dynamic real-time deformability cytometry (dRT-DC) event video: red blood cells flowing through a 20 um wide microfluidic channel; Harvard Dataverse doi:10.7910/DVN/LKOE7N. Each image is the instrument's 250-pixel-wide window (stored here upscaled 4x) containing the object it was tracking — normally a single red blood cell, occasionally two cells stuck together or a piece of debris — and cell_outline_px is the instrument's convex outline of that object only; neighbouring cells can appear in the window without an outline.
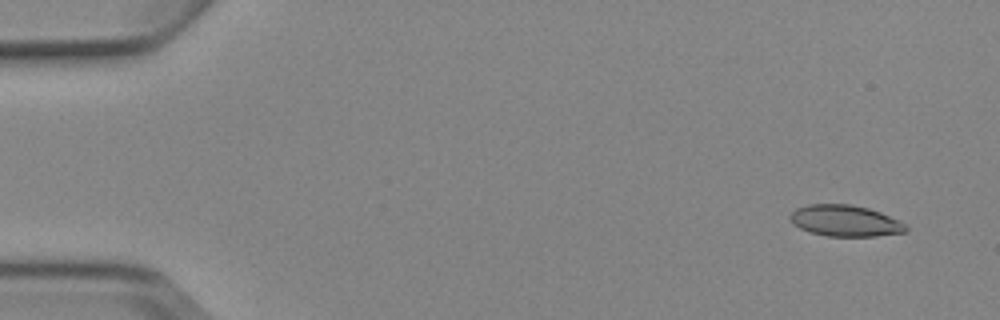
{"species": "Egyptian fruit bat (a non-hibernating species)", "species_latin": "Rousettus aegyptiacus", "temperature_condition": "cold", "stored_images_in_passage": 5, "camera_frame_rate_fps": 3000, "um_per_image_px": 0.085, "animal": {"sex": "female"}, "frame": {"image": 1, "passage_image": 1, "time_ms": 0.0, "image_size_px": [1000, 320], "cell_outline_px": [[908, 232], [876, 236], [828, 236], [808, 232], [800, 228], [788, 216], [796, 208], [808, 204], [852, 204], [868, 208], [880, 212], [900, 220], [908, 228]], "centroid_in_image_um": [71.86, 18.76], "position_along_channel_um": 13.1, "area_um2": 21.15}}
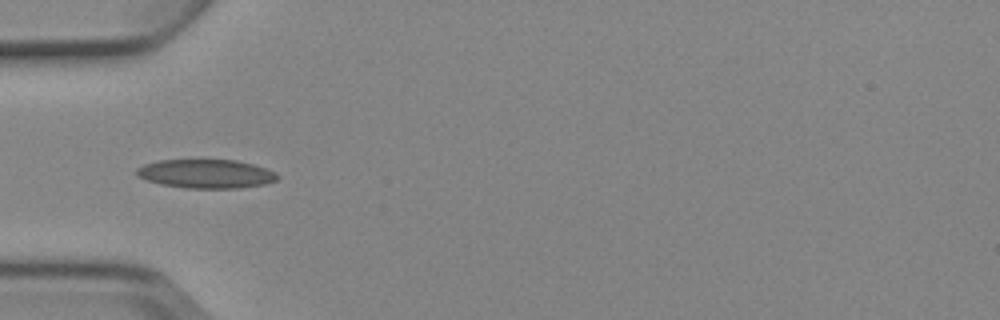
{"frame": {"image": 2, "passage_image": 5, "time_ms": 4.667, "image_size_px": [1000, 320], "cell_outline_px": [[280, 176], [276, 180], [264, 184], [240, 188], [184, 188], [160, 184], [136, 176], [136, 168], [144, 164], [160, 160], [236, 160], [252, 164], [276, 172]], "centroid_in_image_um": [17.5, 14.77], "position_along_channel_um": 67.5, "area_um2": 23.64}}